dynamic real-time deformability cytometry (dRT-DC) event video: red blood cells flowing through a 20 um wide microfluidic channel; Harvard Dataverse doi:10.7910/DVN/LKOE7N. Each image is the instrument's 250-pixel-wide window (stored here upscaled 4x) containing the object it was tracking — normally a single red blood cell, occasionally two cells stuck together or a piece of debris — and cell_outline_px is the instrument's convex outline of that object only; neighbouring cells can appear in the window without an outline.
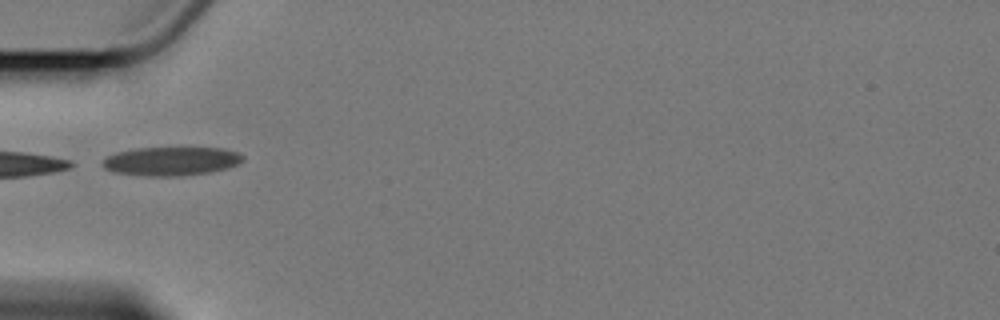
{"species": "Egyptian fruit bat (a non-hibernating species)", "species_latin": "Rousettus aegyptiacus", "temperature_condition": "cold", "stored_images_in_passage": 5, "camera_frame_rate_fps": 3000, "um_per_image_px": 0.085, "animal": {"sex": "female"}, "frame": {"image": 1, "passage_image": 2, "time_ms": 1.0, "image_size_px": [1000, 320], "cell_outline_px": [[244, 160], [228, 168], [208, 172], [180, 176], [144, 176], [112, 172], [104, 168], [100, 164], [108, 156], [116, 152], [136, 148], [224, 148], [240, 152], [244, 156]], "centroid_in_image_um": [14.55, 13.7], "position_along_channel_um": 70.5, "area_um2": 23.64}}
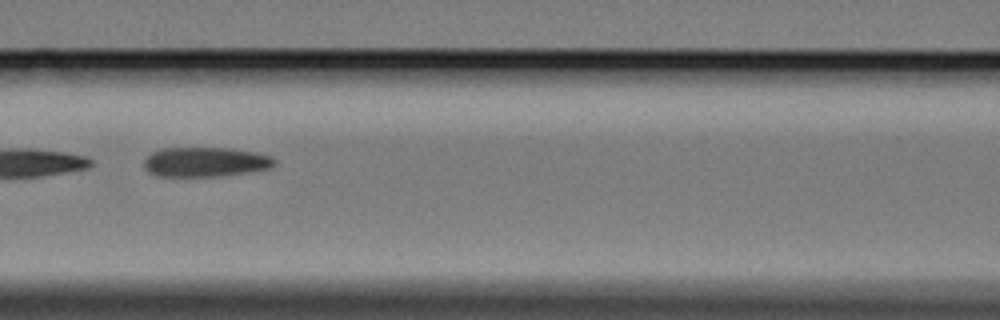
{"frame": {"image": 2, "passage_image": 4, "time_ms": 3.333, "image_size_px": [1000, 320], "cell_outline_px": [[276, 164], [272, 168], [224, 176], [156, 176], [148, 172], [144, 168], [144, 160], [152, 152], [160, 148], [232, 148], [256, 152], [272, 156], [276, 160]], "centroid_in_image_um": [17.48, 13.77], "position_along_channel_um": 149.1, "area_um2": 22.83}}
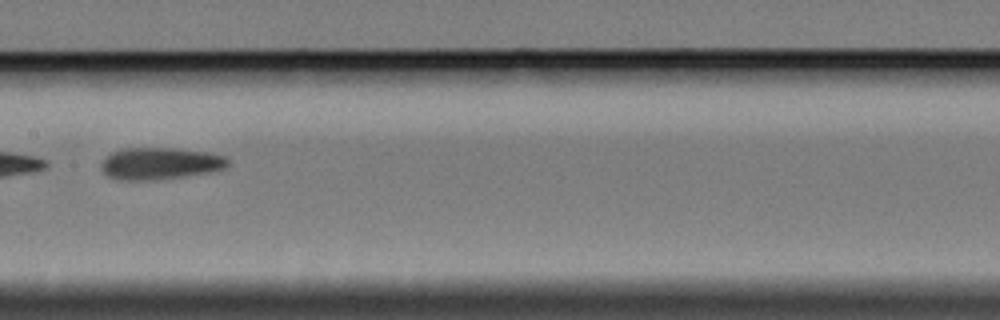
{"frame": {"image": 3, "passage_image": 5, "time_ms": 4.667, "image_size_px": [1000, 320], "cell_outline_px": [[228, 164], [224, 168], [208, 172], [184, 176], [152, 180], [116, 180], [108, 176], [100, 168], [100, 164], [112, 152], [120, 148], [176, 148], [208, 152], [224, 156], [228, 160]], "centroid_in_image_um": [13.57, 13.89], "position_along_channel_um": 193.8, "area_um2": 23.52}}